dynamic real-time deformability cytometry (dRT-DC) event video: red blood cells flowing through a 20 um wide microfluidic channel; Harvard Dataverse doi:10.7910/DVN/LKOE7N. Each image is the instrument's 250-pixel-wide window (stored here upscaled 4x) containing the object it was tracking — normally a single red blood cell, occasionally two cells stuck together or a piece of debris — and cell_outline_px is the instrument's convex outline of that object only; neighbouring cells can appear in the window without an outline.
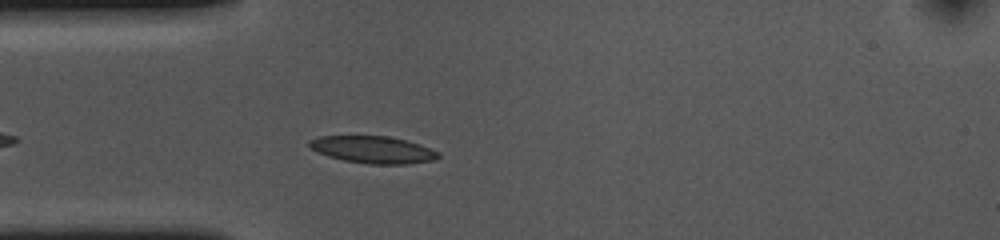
{"species": "common noctule bat (a hibernating species)", "species_latin": "Nyctalus noctula", "temperature_condition": "cold", "stored_images_in_passage": 46, "camera_frame_rate_fps": 3000, "um_per_image_px": 0.085, "animal": {"sex": "female", "body_mass_g": 10.0, "forearm_length_mm": 53.1}, "frame": {"image": 1, "passage_image": 6, "time_ms": 1.667, "image_size_px": [1000, 240], "cell_outline_px": [[440, 156], [436, 160], [408, 164], [368, 164], [344, 160], [328, 156], [312, 148], [308, 144], [308, 140], [320, 136], [388, 136], [408, 140], [420, 144], [440, 152]], "centroid_in_image_um": [31.77, 12.72], "position_along_channel_um": 53.2, "area_um2": 20.46}}
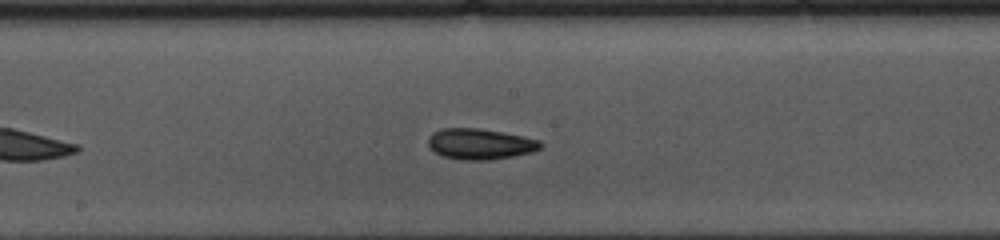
{"frame": {"image": 2, "passage_image": 19, "time_ms": 6.0, "image_size_px": [1000, 240], "cell_outline_px": [[544, 144], [540, 148], [532, 152], [512, 156], [488, 160], [464, 160], [440, 156], [428, 148], [428, 136], [432, 132], [440, 128], [480, 128], [524, 136], [540, 140]], "centroid_in_image_um": [40.77, 12.23], "position_along_channel_um": 207.4, "area_um2": 20.46}}
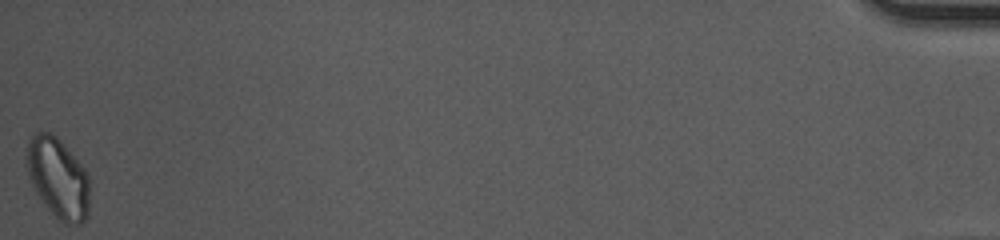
{"frame": {"image": 3, "passage_image": 46, "time_ms": 15.0, "image_size_px": [1000, 240], "cell_outline_px": [[88, 216], [80, 224], [64, 224], [44, 204], [36, 192], [28, 176], [28, 140], [36, 132], [48, 132], [56, 136], [60, 140], [84, 168], [88, 176]], "centroid_in_image_um": [4.94, 15.14], "position_along_channel_um": 430.3, "area_um2": 28.9}, "authors_computed_cell_mechanics": {"area_um2": 19.9988, "velocity_mm_per_s": 3.6265, "shape_relaxation_time_tau1_ms": 3.8927, "shape_relaxation_time_tau2_ms": 1.8948, "deformation_change_tau1": 0.0926, "deformation_change_tau2": 0.0702}}